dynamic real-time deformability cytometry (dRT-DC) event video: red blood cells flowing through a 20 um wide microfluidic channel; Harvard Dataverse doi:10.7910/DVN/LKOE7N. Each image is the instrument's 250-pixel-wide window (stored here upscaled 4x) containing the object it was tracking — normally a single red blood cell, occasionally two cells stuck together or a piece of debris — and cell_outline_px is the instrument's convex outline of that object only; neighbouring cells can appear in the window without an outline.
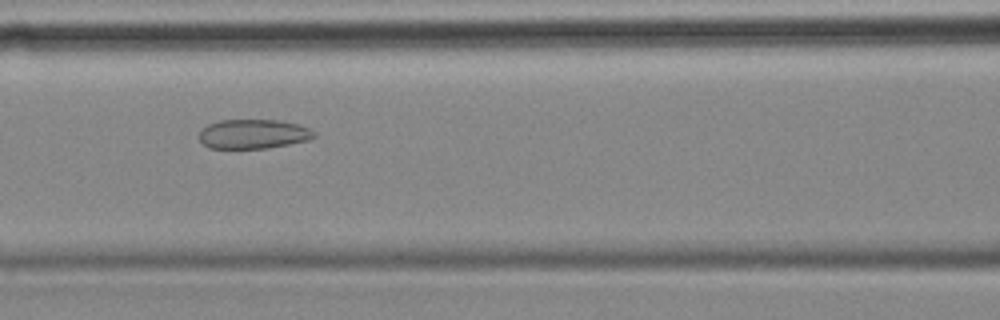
{"species": "common noctule bat (a hibernating species)", "species_latin": "Nyctalus noctula", "temperature_condition": "cold", "stored_images_in_passage": 56, "camera_frame_rate_fps": 3000, "um_per_image_px": 0.085, "animal": {"sex": "female", "body_mass_g": 18.4}, "frame": {"image": 1, "passage_image": 24, "time_ms": 7.667, "image_size_px": [1000, 320], "cell_outline_px": [[316, 136], [308, 140], [268, 148], [208, 148], [200, 140], [200, 128], [208, 124], [220, 120], [276, 120], [296, 124], [308, 128], [316, 132]], "centroid_in_image_um": [21.51, 11.39], "position_along_channel_um": 145.1, "area_um2": 19.59}}
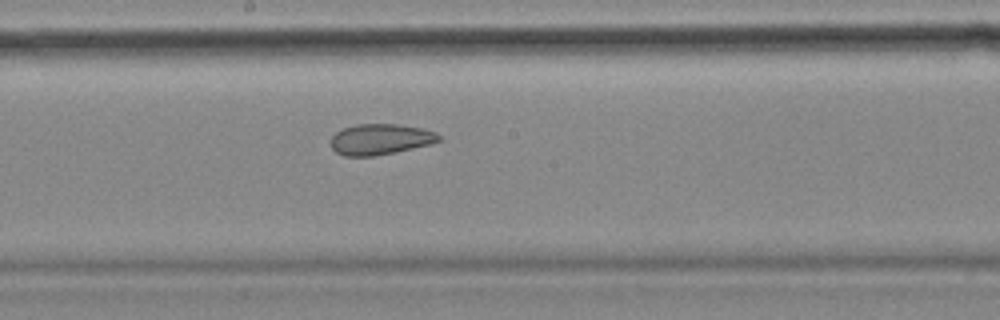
{"frame": {"image": 2, "passage_image": 30, "time_ms": 9.667, "image_size_px": [1000, 320], "cell_outline_px": [[444, 140], [432, 144], [396, 152], [372, 156], [344, 156], [336, 152], [332, 148], [332, 136], [336, 132], [344, 128], [356, 124], [396, 124], [420, 128], [436, 132]], "centroid_in_image_um": [32.37, 11.84], "position_along_channel_um": 215.8, "area_um2": 19.42}}
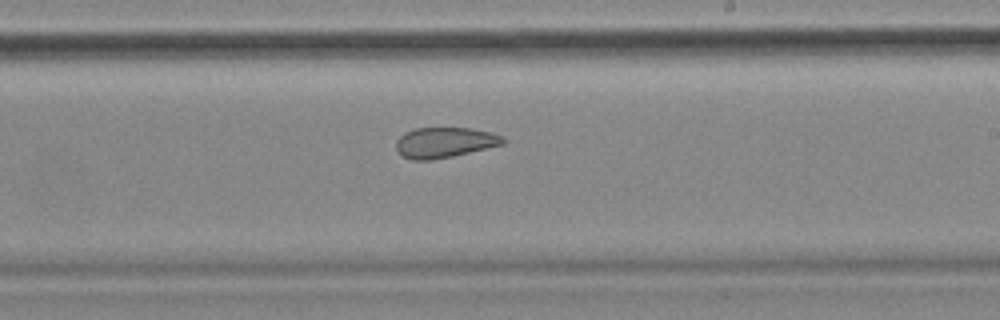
{"frame": {"image": 3, "passage_image": 33, "time_ms": 10.667, "image_size_px": [1000, 320], "cell_outline_px": [[508, 140], [504, 144], [452, 156], [432, 160], [412, 160], [404, 156], [396, 148], [396, 140], [404, 132], [416, 128], [472, 128], [492, 132], [504, 136]], "centroid_in_image_um": [37.83, 12.1], "position_along_channel_um": 251.2, "area_um2": 19.02}, "authors_computed_cell_mechanics": {"area_um2": 24.4494, "velocity_mm_per_s": 3.5614, "shape_relaxation_time_tau1_ms": null, "shape_relaxation_time_tau2_ms": 2.2154, "deformation_change_tau1": null, "deformation_change_tau2": 0.0865}}